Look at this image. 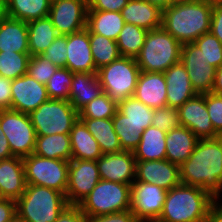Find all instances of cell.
Masks as SVG:
<instances>
[{
	"mask_svg": "<svg viewBox=\"0 0 222 222\" xmlns=\"http://www.w3.org/2000/svg\"><path fill=\"white\" fill-rule=\"evenodd\" d=\"M78 206L88 217L128 210L131 185L101 179Z\"/></svg>",
	"mask_w": 222,
	"mask_h": 222,
	"instance_id": "cell-6",
	"label": "cell"
},
{
	"mask_svg": "<svg viewBox=\"0 0 222 222\" xmlns=\"http://www.w3.org/2000/svg\"><path fill=\"white\" fill-rule=\"evenodd\" d=\"M180 44L162 27L147 32L139 55L135 58L140 71L164 73L180 61Z\"/></svg>",
	"mask_w": 222,
	"mask_h": 222,
	"instance_id": "cell-5",
	"label": "cell"
},
{
	"mask_svg": "<svg viewBox=\"0 0 222 222\" xmlns=\"http://www.w3.org/2000/svg\"><path fill=\"white\" fill-rule=\"evenodd\" d=\"M102 93L97 73H73L69 102L77 112Z\"/></svg>",
	"mask_w": 222,
	"mask_h": 222,
	"instance_id": "cell-25",
	"label": "cell"
},
{
	"mask_svg": "<svg viewBox=\"0 0 222 222\" xmlns=\"http://www.w3.org/2000/svg\"><path fill=\"white\" fill-rule=\"evenodd\" d=\"M10 222H27L24 220L21 216H19L17 213L12 217Z\"/></svg>",
	"mask_w": 222,
	"mask_h": 222,
	"instance_id": "cell-57",
	"label": "cell"
},
{
	"mask_svg": "<svg viewBox=\"0 0 222 222\" xmlns=\"http://www.w3.org/2000/svg\"><path fill=\"white\" fill-rule=\"evenodd\" d=\"M27 183L23 158L10 157L0 161V195L2 198L18 200L24 193Z\"/></svg>",
	"mask_w": 222,
	"mask_h": 222,
	"instance_id": "cell-22",
	"label": "cell"
},
{
	"mask_svg": "<svg viewBox=\"0 0 222 222\" xmlns=\"http://www.w3.org/2000/svg\"><path fill=\"white\" fill-rule=\"evenodd\" d=\"M140 72L135 58L120 56L98 69L97 76L103 92L118 103L134 95Z\"/></svg>",
	"mask_w": 222,
	"mask_h": 222,
	"instance_id": "cell-7",
	"label": "cell"
},
{
	"mask_svg": "<svg viewBox=\"0 0 222 222\" xmlns=\"http://www.w3.org/2000/svg\"><path fill=\"white\" fill-rule=\"evenodd\" d=\"M72 159L97 161L103 154L98 142L78 119L70 131Z\"/></svg>",
	"mask_w": 222,
	"mask_h": 222,
	"instance_id": "cell-27",
	"label": "cell"
},
{
	"mask_svg": "<svg viewBox=\"0 0 222 222\" xmlns=\"http://www.w3.org/2000/svg\"><path fill=\"white\" fill-rule=\"evenodd\" d=\"M167 132L149 126L142 132L141 141L133 150L136 161L165 160Z\"/></svg>",
	"mask_w": 222,
	"mask_h": 222,
	"instance_id": "cell-28",
	"label": "cell"
},
{
	"mask_svg": "<svg viewBox=\"0 0 222 222\" xmlns=\"http://www.w3.org/2000/svg\"><path fill=\"white\" fill-rule=\"evenodd\" d=\"M140 222H157V221H140Z\"/></svg>",
	"mask_w": 222,
	"mask_h": 222,
	"instance_id": "cell-60",
	"label": "cell"
},
{
	"mask_svg": "<svg viewBox=\"0 0 222 222\" xmlns=\"http://www.w3.org/2000/svg\"><path fill=\"white\" fill-rule=\"evenodd\" d=\"M72 79L73 73L68 68L58 67L46 83L49 98L69 101Z\"/></svg>",
	"mask_w": 222,
	"mask_h": 222,
	"instance_id": "cell-40",
	"label": "cell"
},
{
	"mask_svg": "<svg viewBox=\"0 0 222 222\" xmlns=\"http://www.w3.org/2000/svg\"><path fill=\"white\" fill-rule=\"evenodd\" d=\"M100 178L131 185L136 179V159L132 151L103 154L97 160Z\"/></svg>",
	"mask_w": 222,
	"mask_h": 222,
	"instance_id": "cell-17",
	"label": "cell"
},
{
	"mask_svg": "<svg viewBox=\"0 0 222 222\" xmlns=\"http://www.w3.org/2000/svg\"><path fill=\"white\" fill-rule=\"evenodd\" d=\"M167 190L150 183L131 184V207L139 221H156L162 212Z\"/></svg>",
	"mask_w": 222,
	"mask_h": 222,
	"instance_id": "cell-11",
	"label": "cell"
},
{
	"mask_svg": "<svg viewBox=\"0 0 222 222\" xmlns=\"http://www.w3.org/2000/svg\"><path fill=\"white\" fill-rule=\"evenodd\" d=\"M195 0H172V4L188 3Z\"/></svg>",
	"mask_w": 222,
	"mask_h": 222,
	"instance_id": "cell-58",
	"label": "cell"
},
{
	"mask_svg": "<svg viewBox=\"0 0 222 222\" xmlns=\"http://www.w3.org/2000/svg\"><path fill=\"white\" fill-rule=\"evenodd\" d=\"M88 222H140L134 213L128 209L106 215L88 217Z\"/></svg>",
	"mask_w": 222,
	"mask_h": 222,
	"instance_id": "cell-46",
	"label": "cell"
},
{
	"mask_svg": "<svg viewBox=\"0 0 222 222\" xmlns=\"http://www.w3.org/2000/svg\"><path fill=\"white\" fill-rule=\"evenodd\" d=\"M147 2L160 7L162 10L172 5V0H146Z\"/></svg>",
	"mask_w": 222,
	"mask_h": 222,
	"instance_id": "cell-55",
	"label": "cell"
},
{
	"mask_svg": "<svg viewBox=\"0 0 222 222\" xmlns=\"http://www.w3.org/2000/svg\"><path fill=\"white\" fill-rule=\"evenodd\" d=\"M214 1L217 2V3L222 4V0H214Z\"/></svg>",
	"mask_w": 222,
	"mask_h": 222,
	"instance_id": "cell-59",
	"label": "cell"
},
{
	"mask_svg": "<svg viewBox=\"0 0 222 222\" xmlns=\"http://www.w3.org/2000/svg\"><path fill=\"white\" fill-rule=\"evenodd\" d=\"M0 51L29 53L27 22L7 16L0 23Z\"/></svg>",
	"mask_w": 222,
	"mask_h": 222,
	"instance_id": "cell-26",
	"label": "cell"
},
{
	"mask_svg": "<svg viewBox=\"0 0 222 222\" xmlns=\"http://www.w3.org/2000/svg\"><path fill=\"white\" fill-rule=\"evenodd\" d=\"M222 199V198H221ZM221 199H214L210 205L205 222H222V202Z\"/></svg>",
	"mask_w": 222,
	"mask_h": 222,
	"instance_id": "cell-52",
	"label": "cell"
},
{
	"mask_svg": "<svg viewBox=\"0 0 222 222\" xmlns=\"http://www.w3.org/2000/svg\"><path fill=\"white\" fill-rule=\"evenodd\" d=\"M205 104L214 130L222 136V95L206 93Z\"/></svg>",
	"mask_w": 222,
	"mask_h": 222,
	"instance_id": "cell-45",
	"label": "cell"
},
{
	"mask_svg": "<svg viewBox=\"0 0 222 222\" xmlns=\"http://www.w3.org/2000/svg\"><path fill=\"white\" fill-rule=\"evenodd\" d=\"M134 125L147 129L153 121L154 109L149 108L134 96L118 102V109Z\"/></svg>",
	"mask_w": 222,
	"mask_h": 222,
	"instance_id": "cell-36",
	"label": "cell"
},
{
	"mask_svg": "<svg viewBox=\"0 0 222 222\" xmlns=\"http://www.w3.org/2000/svg\"><path fill=\"white\" fill-rule=\"evenodd\" d=\"M129 0H88V10L121 12Z\"/></svg>",
	"mask_w": 222,
	"mask_h": 222,
	"instance_id": "cell-47",
	"label": "cell"
},
{
	"mask_svg": "<svg viewBox=\"0 0 222 222\" xmlns=\"http://www.w3.org/2000/svg\"><path fill=\"white\" fill-rule=\"evenodd\" d=\"M147 32L144 28L125 23L116 40L120 55L136 58L144 45Z\"/></svg>",
	"mask_w": 222,
	"mask_h": 222,
	"instance_id": "cell-34",
	"label": "cell"
},
{
	"mask_svg": "<svg viewBox=\"0 0 222 222\" xmlns=\"http://www.w3.org/2000/svg\"><path fill=\"white\" fill-rule=\"evenodd\" d=\"M135 181L170 190L180 184L179 166L165 160L136 161Z\"/></svg>",
	"mask_w": 222,
	"mask_h": 222,
	"instance_id": "cell-18",
	"label": "cell"
},
{
	"mask_svg": "<svg viewBox=\"0 0 222 222\" xmlns=\"http://www.w3.org/2000/svg\"><path fill=\"white\" fill-rule=\"evenodd\" d=\"M88 0H55L49 17L59 35H70L86 28Z\"/></svg>",
	"mask_w": 222,
	"mask_h": 222,
	"instance_id": "cell-13",
	"label": "cell"
},
{
	"mask_svg": "<svg viewBox=\"0 0 222 222\" xmlns=\"http://www.w3.org/2000/svg\"><path fill=\"white\" fill-rule=\"evenodd\" d=\"M114 130L118 136L120 146L124 151H132L141 141L144 128H140L127 120L118 110L112 117Z\"/></svg>",
	"mask_w": 222,
	"mask_h": 222,
	"instance_id": "cell-37",
	"label": "cell"
},
{
	"mask_svg": "<svg viewBox=\"0 0 222 222\" xmlns=\"http://www.w3.org/2000/svg\"><path fill=\"white\" fill-rule=\"evenodd\" d=\"M11 83V79L0 76V110L11 109Z\"/></svg>",
	"mask_w": 222,
	"mask_h": 222,
	"instance_id": "cell-50",
	"label": "cell"
},
{
	"mask_svg": "<svg viewBox=\"0 0 222 222\" xmlns=\"http://www.w3.org/2000/svg\"><path fill=\"white\" fill-rule=\"evenodd\" d=\"M0 127L14 157L33 154L37 135L28 114L12 109L0 110Z\"/></svg>",
	"mask_w": 222,
	"mask_h": 222,
	"instance_id": "cell-10",
	"label": "cell"
},
{
	"mask_svg": "<svg viewBox=\"0 0 222 222\" xmlns=\"http://www.w3.org/2000/svg\"><path fill=\"white\" fill-rule=\"evenodd\" d=\"M87 130L98 142L102 154L119 153L122 150L118 136L114 130L112 118L91 119L79 118Z\"/></svg>",
	"mask_w": 222,
	"mask_h": 222,
	"instance_id": "cell-30",
	"label": "cell"
},
{
	"mask_svg": "<svg viewBox=\"0 0 222 222\" xmlns=\"http://www.w3.org/2000/svg\"><path fill=\"white\" fill-rule=\"evenodd\" d=\"M214 0L172 4L163 10L162 28L180 44L193 43L211 29Z\"/></svg>",
	"mask_w": 222,
	"mask_h": 222,
	"instance_id": "cell-2",
	"label": "cell"
},
{
	"mask_svg": "<svg viewBox=\"0 0 222 222\" xmlns=\"http://www.w3.org/2000/svg\"><path fill=\"white\" fill-rule=\"evenodd\" d=\"M167 84L164 73L141 71L134 97L152 109L167 106Z\"/></svg>",
	"mask_w": 222,
	"mask_h": 222,
	"instance_id": "cell-20",
	"label": "cell"
},
{
	"mask_svg": "<svg viewBox=\"0 0 222 222\" xmlns=\"http://www.w3.org/2000/svg\"><path fill=\"white\" fill-rule=\"evenodd\" d=\"M125 23H130L147 31L162 26L163 10L146 0H129L121 11Z\"/></svg>",
	"mask_w": 222,
	"mask_h": 222,
	"instance_id": "cell-23",
	"label": "cell"
},
{
	"mask_svg": "<svg viewBox=\"0 0 222 222\" xmlns=\"http://www.w3.org/2000/svg\"><path fill=\"white\" fill-rule=\"evenodd\" d=\"M55 222H88V216L78 205L69 204L59 214Z\"/></svg>",
	"mask_w": 222,
	"mask_h": 222,
	"instance_id": "cell-48",
	"label": "cell"
},
{
	"mask_svg": "<svg viewBox=\"0 0 222 222\" xmlns=\"http://www.w3.org/2000/svg\"><path fill=\"white\" fill-rule=\"evenodd\" d=\"M16 214V201L8 198L0 199V222H10Z\"/></svg>",
	"mask_w": 222,
	"mask_h": 222,
	"instance_id": "cell-51",
	"label": "cell"
},
{
	"mask_svg": "<svg viewBox=\"0 0 222 222\" xmlns=\"http://www.w3.org/2000/svg\"><path fill=\"white\" fill-rule=\"evenodd\" d=\"M68 205L65 194L27 184L23 195L16 200V213L27 222H55Z\"/></svg>",
	"mask_w": 222,
	"mask_h": 222,
	"instance_id": "cell-4",
	"label": "cell"
},
{
	"mask_svg": "<svg viewBox=\"0 0 222 222\" xmlns=\"http://www.w3.org/2000/svg\"><path fill=\"white\" fill-rule=\"evenodd\" d=\"M180 61L186 68L194 91L197 94L212 93L216 68L207 63L202 50L194 43L183 44Z\"/></svg>",
	"mask_w": 222,
	"mask_h": 222,
	"instance_id": "cell-14",
	"label": "cell"
},
{
	"mask_svg": "<svg viewBox=\"0 0 222 222\" xmlns=\"http://www.w3.org/2000/svg\"><path fill=\"white\" fill-rule=\"evenodd\" d=\"M180 183L199 187L213 199L222 197V136L197 141L193 153L179 166Z\"/></svg>",
	"mask_w": 222,
	"mask_h": 222,
	"instance_id": "cell-1",
	"label": "cell"
},
{
	"mask_svg": "<svg viewBox=\"0 0 222 222\" xmlns=\"http://www.w3.org/2000/svg\"><path fill=\"white\" fill-rule=\"evenodd\" d=\"M67 35H58L52 44L42 53L57 67H66Z\"/></svg>",
	"mask_w": 222,
	"mask_h": 222,
	"instance_id": "cell-44",
	"label": "cell"
},
{
	"mask_svg": "<svg viewBox=\"0 0 222 222\" xmlns=\"http://www.w3.org/2000/svg\"><path fill=\"white\" fill-rule=\"evenodd\" d=\"M37 136L70 134L79 119L68 100L49 99L29 114Z\"/></svg>",
	"mask_w": 222,
	"mask_h": 222,
	"instance_id": "cell-8",
	"label": "cell"
},
{
	"mask_svg": "<svg viewBox=\"0 0 222 222\" xmlns=\"http://www.w3.org/2000/svg\"><path fill=\"white\" fill-rule=\"evenodd\" d=\"M214 199L199 187L179 184L167 191L157 222H205Z\"/></svg>",
	"mask_w": 222,
	"mask_h": 222,
	"instance_id": "cell-3",
	"label": "cell"
},
{
	"mask_svg": "<svg viewBox=\"0 0 222 222\" xmlns=\"http://www.w3.org/2000/svg\"><path fill=\"white\" fill-rule=\"evenodd\" d=\"M151 126L165 132H170L172 129L181 127L178 110L170 106L154 109Z\"/></svg>",
	"mask_w": 222,
	"mask_h": 222,
	"instance_id": "cell-43",
	"label": "cell"
},
{
	"mask_svg": "<svg viewBox=\"0 0 222 222\" xmlns=\"http://www.w3.org/2000/svg\"><path fill=\"white\" fill-rule=\"evenodd\" d=\"M6 0H0V23L7 17Z\"/></svg>",
	"mask_w": 222,
	"mask_h": 222,
	"instance_id": "cell-56",
	"label": "cell"
},
{
	"mask_svg": "<svg viewBox=\"0 0 222 222\" xmlns=\"http://www.w3.org/2000/svg\"><path fill=\"white\" fill-rule=\"evenodd\" d=\"M210 32L216 36L222 44V4L217 2L213 3Z\"/></svg>",
	"mask_w": 222,
	"mask_h": 222,
	"instance_id": "cell-49",
	"label": "cell"
},
{
	"mask_svg": "<svg viewBox=\"0 0 222 222\" xmlns=\"http://www.w3.org/2000/svg\"><path fill=\"white\" fill-rule=\"evenodd\" d=\"M212 93L222 95V65L216 69Z\"/></svg>",
	"mask_w": 222,
	"mask_h": 222,
	"instance_id": "cell-54",
	"label": "cell"
},
{
	"mask_svg": "<svg viewBox=\"0 0 222 222\" xmlns=\"http://www.w3.org/2000/svg\"><path fill=\"white\" fill-rule=\"evenodd\" d=\"M10 145L2 128L0 127V161L12 157Z\"/></svg>",
	"mask_w": 222,
	"mask_h": 222,
	"instance_id": "cell-53",
	"label": "cell"
},
{
	"mask_svg": "<svg viewBox=\"0 0 222 222\" xmlns=\"http://www.w3.org/2000/svg\"><path fill=\"white\" fill-rule=\"evenodd\" d=\"M33 154L44 158L71 161L70 134L36 136Z\"/></svg>",
	"mask_w": 222,
	"mask_h": 222,
	"instance_id": "cell-32",
	"label": "cell"
},
{
	"mask_svg": "<svg viewBox=\"0 0 222 222\" xmlns=\"http://www.w3.org/2000/svg\"><path fill=\"white\" fill-rule=\"evenodd\" d=\"M180 122L200 139L220 137L214 130L205 104V94H196L178 109Z\"/></svg>",
	"mask_w": 222,
	"mask_h": 222,
	"instance_id": "cell-16",
	"label": "cell"
},
{
	"mask_svg": "<svg viewBox=\"0 0 222 222\" xmlns=\"http://www.w3.org/2000/svg\"><path fill=\"white\" fill-rule=\"evenodd\" d=\"M66 49V68L72 73H97L86 28L67 35Z\"/></svg>",
	"mask_w": 222,
	"mask_h": 222,
	"instance_id": "cell-19",
	"label": "cell"
},
{
	"mask_svg": "<svg viewBox=\"0 0 222 222\" xmlns=\"http://www.w3.org/2000/svg\"><path fill=\"white\" fill-rule=\"evenodd\" d=\"M8 17L24 22L49 16L50 0H6Z\"/></svg>",
	"mask_w": 222,
	"mask_h": 222,
	"instance_id": "cell-33",
	"label": "cell"
},
{
	"mask_svg": "<svg viewBox=\"0 0 222 222\" xmlns=\"http://www.w3.org/2000/svg\"><path fill=\"white\" fill-rule=\"evenodd\" d=\"M125 22L121 12L88 10L86 29L89 32L99 34L117 40Z\"/></svg>",
	"mask_w": 222,
	"mask_h": 222,
	"instance_id": "cell-29",
	"label": "cell"
},
{
	"mask_svg": "<svg viewBox=\"0 0 222 222\" xmlns=\"http://www.w3.org/2000/svg\"><path fill=\"white\" fill-rule=\"evenodd\" d=\"M193 43L202 50L209 65L216 69L222 65V44L211 32L203 34Z\"/></svg>",
	"mask_w": 222,
	"mask_h": 222,
	"instance_id": "cell-41",
	"label": "cell"
},
{
	"mask_svg": "<svg viewBox=\"0 0 222 222\" xmlns=\"http://www.w3.org/2000/svg\"><path fill=\"white\" fill-rule=\"evenodd\" d=\"M89 41L97 70L121 56L115 40L89 32Z\"/></svg>",
	"mask_w": 222,
	"mask_h": 222,
	"instance_id": "cell-35",
	"label": "cell"
},
{
	"mask_svg": "<svg viewBox=\"0 0 222 222\" xmlns=\"http://www.w3.org/2000/svg\"><path fill=\"white\" fill-rule=\"evenodd\" d=\"M57 68L48 58L40 54L30 57L27 74L39 83L46 85Z\"/></svg>",
	"mask_w": 222,
	"mask_h": 222,
	"instance_id": "cell-42",
	"label": "cell"
},
{
	"mask_svg": "<svg viewBox=\"0 0 222 222\" xmlns=\"http://www.w3.org/2000/svg\"><path fill=\"white\" fill-rule=\"evenodd\" d=\"M101 180L97 161L72 159L68 167L66 200L68 204L78 205Z\"/></svg>",
	"mask_w": 222,
	"mask_h": 222,
	"instance_id": "cell-12",
	"label": "cell"
},
{
	"mask_svg": "<svg viewBox=\"0 0 222 222\" xmlns=\"http://www.w3.org/2000/svg\"><path fill=\"white\" fill-rule=\"evenodd\" d=\"M31 56L42 54L59 35L49 16L27 22Z\"/></svg>",
	"mask_w": 222,
	"mask_h": 222,
	"instance_id": "cell-31",
	"label": "cell"
},
{
	"mask_svg": "<svg viewBox=\"0 0 222 222\" xmlns=\"http://www.w3.org/2000/svg\"><path fill=\"white\" fill-rule=\"evenodd\" d=\"M23 165L27 184L48 187L66 194L69 161L31 154L23 158Z\"/></svg>",
	"mask_w": 222,
	"mask_h": 222,
	"instance_id": "cell-9",
	"label": "cell"
},
{
	"mask_svg": "<svg viewBox=\"0 0 222 222\" xmlns=\"http://www.w3.org/2000/svg\"><path fill=\"white\" fill-rule=\"evenodd\" d=\"M199 139L187 127H178L167 132L166 159L178 166L182 165L193 153Z\"/></svg>",
	"mask_w": 222,
	"mask_h": 222,
	"instance_id": "cell-24",
	"label": "cell"
},
{
	"mask_svg": "<svg viewBox=\"0 0 222 222\" xmlns=\"http://www.w3.org/2000/svg\"><path fill=\"white\" fill-rule=\"evenodd\" d=\"M11 95V109L28 115L50 99L46 85L28 74L12 80Z\"/></svg>",
	"mask_w": 222,
	"mask_h": 222,
	"instance_id": "cell-15",
	"label": "cell"
},
{
	"mask_svg": "<svg viewBox=\"0 0 222 222\" xmlns=\"http://www.w3.org/2000/svg\"><path fill=\"white\" fill-rule=\"evenodd\" d=\"M164 76L167 84V106L178 109L197 94L181 61L171 65Z\"/></svg>",
	"mask_w": 222,
	"mask_h": 222,
	"instance_id": "cell-21",
	"label": "cell"
},
{
	"mask_svg": "<svg viewBox=\"0 0 222 222\" xmlns=\"http://www.w3.org/2000/svg\"><path fill=\"white\" fill-rule=\"evenodd\" d=\"M118 109V103L105 92L90 101L79 112V118L107 119L112 118Z\"/></svg>",
	"mask_w": 222,
	"mask_h": 222,
	"instance_id": "cell-39",
	"label": "cell"
},
{
	"mask_svg": "<svg viewBox=\"0 0 222 222\" xmlns=\"http://www.w3.org/2000/svg\"><path fill=\"white\" fill-rule=\"evenodd\" d=\"M30 53L0 51V76L16 79L27 74Z\"/></svg>",
	"mask_w": 222,
	"mask_h": 222,
	"instance_id": "cell-38",
	"label": "cell"
}]
</instances>
